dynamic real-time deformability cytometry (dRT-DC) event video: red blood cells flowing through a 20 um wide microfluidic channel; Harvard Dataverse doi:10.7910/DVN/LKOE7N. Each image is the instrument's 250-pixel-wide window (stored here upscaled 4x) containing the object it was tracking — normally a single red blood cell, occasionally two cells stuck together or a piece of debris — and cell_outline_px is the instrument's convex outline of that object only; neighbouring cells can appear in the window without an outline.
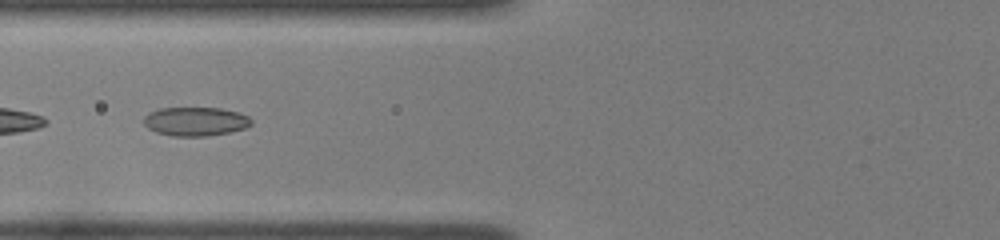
{"species": "common noctule bat (a hibernating species)", "species_latin": "Nyctalus noctula", "temperature_condition": "room temperature", "stored_images_in_passage": 31, "camera_frame_rate_fps": 3000, "um_per_image_px": 0.085, "animal": {"sex": "female", "body_mass_g": 22.0, "forearm_length_mm": 56.7}, "frame": {"image": 1, "passage_image": 5, "time_ms": 1.333, "image_size_px": [1000, 240], "cell_outline_px": [[252, 124], [244, 128], [232, 132], [208, 136], [172, 136], [156, 132], [148, 128], [144, 124], [144, 116], [148, 112], [160, 108], [220, 108], [240, 112], [248, 116], [252, 120]], "centroid_in_image_um": [16.63, 10.32], "position_along_channel_um": 109.2, "area_um2": 18.26}}
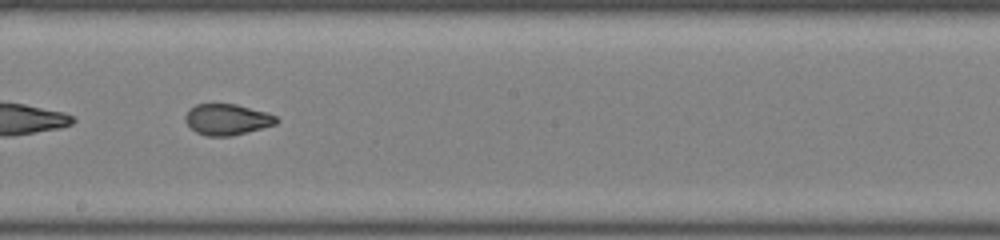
{"frame": {"image": 2, "passage_image": 14, "time_ms": 4.333, "image_size_px": [1000, 240], "cell_outline_px": [[280, 120], [276, 124], [232, 136], [208, 136], [196, 132], [184, 120], [184, 116], [188, 108], [196, 104], [236, 104], [268, 112], [276, 116]], "centroid_in_image_um": [19.3, 10.14], "position_along_channel_um": 228.9, "area_um2": 16.59}, "authors_computed_cell_mechanics": {"area_um2": 17.34, "velocity_mm_per_s": 3.9962, "shape_relaxation_time_tau1_ms": 9.9383, "shape_relaxation_time_tau2_ms": null, "deformation_change_tau1": 0.2626, "deformation_change_tau2": null}}